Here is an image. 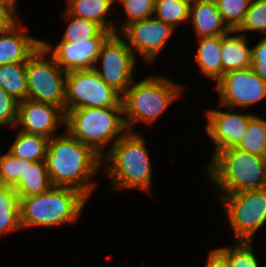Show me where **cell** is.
Masks as SVG:
<instances>
[{"label": "cell", "instance_id": "cell-1", "mask_svg": "<svg viewBox=\"0 0 266 267\" xmlns=\"http://www.w3.org/2000/svg\"><path fill=\"white\" fill-rule=\"evenodd\" d=\"M45 163L53 186L77 189L88 199L97 190L94 180L102 168V157L68 131L49 139Z\"/></svg>", "mask_w": 266, "mask_h": 267}, {"label": "cell", "instance_id": "cell-2", "mask_svg": "<svg viewBox=\"0 0 266 267\" xmlns=\"http://www.w3.org/2000/svg\"><path fill=\"white\" fill-rule=\"evenodd\" d=\"M143 133L127 131L102 157V172L112 190L152 193L153 166ZM105 163V164H104Z\"/></svg>", "mask_w": 266, "mask_h": 267}, {"label": "cell", "instance_id": "cell-3", "mask_svg": "<svg viewBox=\"0 0 266 267\" xmlns=\"http://www.w3.org/2000/svg\"><path fill=\"white\" fill-rule=\"evenodd\" d=\"M152 74L140 81L135 80L122 95L123 117L127 131H134L133 127L140 122L146 126L153 125L173 102L179 97L182 98L185 86L166 75Z\"/></svg>", "mask_w": 266, "mask_h": 267}, {"label": "cell", "instance_id": "cell-4", "mask_svg": "<svg viewBox=\"0 0 266 267\" xmlns=\"http://www.w3.org/2000/svg\"><path fill=\"white\" fill-rule=\"evenodd\" d=\"M90 201L83 193L70 187L52 186L44 193L19 197L22 229L31 227L59 228L80 221Z\"/></svg>", "mask_w": 266, "mask_h": 267}, {"label": "cell", "instance_id": "cell-5", "mask_svg": "<svg viewBox=\"0 0 266 267\" xmlns=\"http://www.w3.org/2000/svg\"><path fill=\"white\" fill-rule=\"evenodd\" d=\"M205 168L206 178L218 190V194L266 187V158L237 147L219 151Z\"/></svg>", "mask_w": 266, "mask_h": 267}, {"label": "cell", "instance_id": "cell-6", "mask_svg": "<svg viewBox=\"0 0 266 267\" xmlns=\"http://www.w3.org/2000/svg\"><path fill=\"white\" fill-rule=\"evenodd\" d=\"M65 130L103 157L127 132L123 107L69 110L66 113Z\"/></svg>", "mask_w": 266, "mask_h": 267}, {"label": "cell", "instance_id": "cell-7", "mask_svg": "<svg viewBox=\"0 0 266 267\" xmlns=\"http://www.w3.org/2000/svg\"><path fill=\"white\" fill-rule=\"evenodd\" d=\"M66 74L43 45L26 62L27 99L65 112Z\"/></svg>", "mask_w": 266, "mask_h": 267}, {"label": "cell", "instance_id": "cell-8", "mask_svg": "<svg viewBox=\"0 0 266 267\" xmlns=\"http://www.w3.org/2000/svg\"><path fill=\"white\" fill-rule=\"evenodd\" d=\"M235 241L253 242L266 224V187L232 194H217Z\"/></svg>", "mask_w": 266, "mask_h": 267}, {"label": "cell", "instance_id": "cell-9", "mask_svg": "<svg viewBox=\"0 0 266 267\" xmlns=\"http://www.w3.org/2000/svg\"><path fill=\"white\" fill-rule=\"evenodd\" d=\"M136 58L126 40L113 33L102 44L94 70L122 96L136 79Z\"/></svg>", "mask_w": 266, "mask_h": 267}, {"label": "cell", "instance_id": "cell-10", "mask_svg": "<svg viewBox=\"0 0 266 267\" xmlns=\"http://www.w3.org/2000/svg\"><path fill=\"white\" fill-rule=\"evenodd\" d=\"M122 96L107 85L94 69L66 74L65 114L75 108L123 107Z\"/></svg>", "mask_w": 266, "mask_h": 267}, {"label": "cell", "instance_id": "cell-11", "mask_svg": "<svg viewBox=\"0 0 266 267\" xmlns=\"http://www.w3.org/2000/svg\"><path fill=\"white\" fill-rule=\"evenodd\" d=\"M219 107L244 110L266 98V81L253 68L229 71L215 83Z\"/></svg>", "mask_w": 266, "mask_h": 267}, {"label": "cell", "instance_id": "cell-12", "mask_svg": "<svg viewBox=\"0 0 266 267\" xmlns=\"http://www.w3.org/2000/svg\"><path fill=\"white\" fill-rule=\"evenodd\" d=\"M175 30L171 25L153 16L128 24L120 35L136 57L140 56L145 65H152L166 48Z\"/></svg>", "mask_w": 266, "mask_h": 267}, {"label": "cell", "instance_id": "cell-13", "mask_svg": "<svg viewBox=\"0 0 266 267\" xmlns=\"http://www.w3.org/2000/svg\"><path fill=\"white\" fill-rule=\"evenodd\" d=\"M225 107L226 111H221V108L217 107L215 109L210 107L205 111L207 125L204 131L213 142L212 158L223 149L237 147L243 139L250 119L255 115L250 111L239 113L237 108Z\"/></svg>", "mask_w": 266, "mask_h": 267}, {"label": "cell", "instance_id": "cell-14", "mask_svg": "<svg viewBox=\"0 0 266 267\" xmlns=\"http://www.w3.org/2000/svg\"><path fill=\"white\" fill-rule=\"evenodd\" d=\"M65 122L66 114L60 107L26 99L18 102L14 128L50 139L61 134L57 131L61 126L65 128Z\"/></svg>", "mask_w": 266, "mask_h": 267}, {"label": "cell", "instance_id": "cell-15", "mask_svg": "<svg viewBox=\"0 0 266 267\" xmlns=\"http://www.w3.org/2000/svg\"><path fill=\"white\" fill-rule=\"evenodd\" d=\"M107 38H89L84 41H59L56 45L42 40V45L65 71L94 69L102 44Z\"/></svg>", "mask_w": 266, "mask_h": 267}, {"label": "cell", "instance_id": "cell-16", "mask_svg": "<svg viewBox=\"0 0 266 267\" xmlns=\"http://www.w3.org/2000/svg\"><path fill=\"white\" fill-rule=\"evenodd\" d=\"M20 23L0 31V66L26 63L42 45V39L29 35V29Z\"/></svg>", "mask_w": 266, "mask_h": 267}, {"label": "cell", "instance_id": "cell-17", "mask_svg": "<svg viewBox=\"0 0 266 267\" xmlns=\"http://www.w3.org/2000/svg\"><path fill=\"white\" fill-rule=\"evenodd\" d=\"M189 22L195 38L222 36L231 31L224 23L215 0H191Z\"/></svg>", "mask_w": 266, "mask_h": 267}, {"label": "cell", "instance_id": "cell-18", "mask_svg": "<svg viewBox=\"0 0 266 267\" xmlns=\"http://www.w3.org/2000/svg\"><path fill=\"white\" fill-rule=\"evenodd\" d=\"M248 39L236 30L221 36L222 76L229 71L252 67V47Z\"/></svg>", "mask_w": 266, "mask_h": 267}, {"label": "cell", "instance_id": "cell-19", "mask_svg": "<svg viewBox=\"0 0 266 267\" xmlns=\"http://www.w3.org/2000/svg\"><path fill=\"white\" fill-rule=\"evenodd\" d=\"M196 42L195 67L216 83L222 77L221 36L200 37Z\"/></svg>", "mask_w": 266, "mask_h": 267}, {"label": "cell", "instance_id": "cell-20", "mask_svg": "<svg viewBox=\"0 0 266 267\" xmlns=\"http://www.w3.org/2000/svg\"><path fill=\"white\" fill-rule=\"evenodd\" d=\"M65 3L71 15L95 21L105 30L116 33V23L108 18L115 9V0H66Z\"/></svg>", "mask_w": 266, "mask_h": 267}, {"label": "cell", "instance_id": "cell-21", "mask_svg": "<svg viewBox=\"0 0 266 267\" xmlns=\"http://www.w3.org/2000/svg\"><path fill=\"white\" fill-rule=\"evenodd\" d=\"M15 135L7 152L19 159L45 161L49 138L20 130Z\"/></svg>", "mask_w": 266, "mask_h": 267}, {"label": "cell", "instance_id": "cell-22", "mask_svg": "<svg viewBox=\"0 0 266 267\" xmlns=\"http://www.w3.org/2000/svg\"><path fill=\"white\" fill-rule=\"evenodd\" d=\"M45 161L27 160L26 170L14 187L19 197L44 193L52 187Z\"/></svg>", "mask_w": 266, "mask_h": 267}, {"label": "cell", "instance_id": "cell-23", "mask_svg": "<svg viewBox=\"0 0 266 267\" xmlns=\"http://www.w3.org/2000/svg\"><path fill=\"white\" fill-rule=\"evenodd\" d=\"M19 230L23 229L18 193L12 186L0 185V238Z\"/></svg>", "mask_w": 266, "mask_h": 267}, {"label": "cell", "instance_id": "cell-24", "mask_svg": "<svg viewBox=\"0 0 266 267\" xmlns=\"http://www.w3.org/2000/svg\"><path fill=\"white\" fill-rule=\"evenodd\" d=\"M64 11L59 15L60 18L64 17L67 26L60 41L74 42L89 38H108L112 34L95 21L79 18L71 15L67 10Z\"/></svg>", "mask_w": 266, "mask_h": 267}, {"label": "cell", "instance_id": "cell-25", "mask_svg": "<svg viewBox=\"0 0 266 267\" xmlns=\"http://www.w3.org/2000/svg\"><path fill=\"white\" fill-rule=\"evenodd\" d=\"M0 86L17 102L27 99L26 63L0 66Z\"/></svg>", "mask_w": 266, "mask_h": 267}, {"label": "cell", "instance_id": "cell-26", "mask_svg": "<svg viewBox=\"0 0 266 267\" xmlns=\"http://www.w3.org/2000/svg\"><path fill=\"white\" fill-rule=\"evenodd\" d=\"M229 247H216L214 250L226 261L228 267H260L258 257L254 252L253 242L233 241Z\"/></svg>", "mask_w": 266, "mask_h": 267}, {"label": "cell", "instance_id": "cell-27", "mask_svg": "<svg viewBox=\"0 0 266 267\" xmlns=\"http://www.w3.org/2000/svg\"><path fill=\"white\" fill-rule=\"evenodd\" d=\"M237 148L266 158V119L255 114Z\"/></svg>", "mask_w": 266, "mask_h": 267}, {"label": "cell", "instance_id": "cell-28", "mask_svg": "<svg viewBox=\"0 0 266 267\" xmlns=\"http://www.w3.org/2000/svg\"><path fill=\"white\" fill-rule=\"evenodd\" d=\"M190 3L191 0H155L154 17L177 30L189 22Z\"/></svg>", "mask_w": 266, "mask_h": 267}, {"label": "cell", "instance_id": "cell-29", "mask_svg": "<svg viewBox=\"0 0 266 267\" xmlns=\"http://www.w3.org/2000/svg\"><path fill=\"white\" fill-rule=\"evenodd\" d=\"M121 4L124 17L123 23L116 26V33H120L128 24L154 16L155 0H115Z\"/></svg>", "mask_w": 266, "mask_h": 267}, {"label": "cell", "instance_id": "cell-30", "mask_svg": "<svg viewBox=\"0 0 266 267\" xmlns=\"http://www.w3.org/2000/svg\"><path fill=\"white\" fill-rule=\"evenodd\" d=\"M236 31L242 35L252 31L266 36V0H252L242 24Z\"/></svg>", "mask_w": 266, "mask_h": 267}, {"label": "cell", "instance_id": "cell-31", "mask_svg": "<svg viewBox=\"0 0 266 267\" xmlns=\"http://www.w3.org/2000/svg\"><path fill=\"white\" fill-rule=\"evenodd\" d=\"M215 2L224 23L230 30H237L252 0H215Z\"/></svg>", "mask_w": 266, "mask_h": 267}, {"label": "cell", "instance_id": "cell-32", "mask_svg": "<svg viewBox=\"0 0 266 267\" xmlns=\"http://www.w3.org/2000/svg\"><path fill=\"white\" fill-rule=\"evenodd\" d=\"M27 160L12 156L9 152L0 155V185L15 187L26 170Z\"/></svg>", "mask_w": 266, "mask_h": 267}, {"label": "cell", "instance_id": "cell-33", "mask_svg": "<svg viewBox=\"0 0 266 267\" xmlns=\"http://www.w3.org/2000/svg\"><path fill=\"white\" fill-rule=\"evenodd\" d=\"M18 102L0 86V125L14 129L17 120ZM7 125V126H6Z\"/></svg>", "mask_w": 266, "mask_h": 267}, {"label": "cell", "instance_id": "cell-34", "mask_svg": "<svg viewBox=\"0 0 266 267\" xmlns=\"http://www.w3.org/2000/svg\"><path fill=\"white\" fill-rule=\"evenodd\" d=\"M252 68L266 81V36L252 47Z\"/></svg>", "mask_w": 266, "mask_h": 267}, {"label": "cell", "instance_id": "cell-35", "mask_svg": "<svg viewBox=\"0 0 266 267\" xmlns=\"http://www.w3.org/2000/svg\"><path fill=\"white\" fill-rule=\"evenodd\" d=\"M17 15L8 3L0 0V31L10 28L19 21Z\"/></svg>", "mask_w": 266, "mask_h": 267}, {"label": "cell", "instance_id": "cell-36", "mask_svg": "<svg viewBox=\"0 0 266 267\" xmlns=\"http://www.w3.org/2000/svg\"><path fill=\"white\" fill-rule=\"evenodd\" d=\"M205 267H228L226 261L214 250L208 252Z\"/></svg>", "mask_w": 266, "mask_h": 267}, {"label": "cell", "instance_id": "cell-37", "mask_svg": "<svg viewBox=\"0 0 266 267\" xmlns=\"http://www.w3.org/2000/svg\"><path fill=\"white\" fill-rule=\"evenodd\" d=\"M1 1H4L6 3H8L18 14V4H17V0H1Z\"/></svg>", "mask_w": 266, "mask_h": 267}]
</instances>
